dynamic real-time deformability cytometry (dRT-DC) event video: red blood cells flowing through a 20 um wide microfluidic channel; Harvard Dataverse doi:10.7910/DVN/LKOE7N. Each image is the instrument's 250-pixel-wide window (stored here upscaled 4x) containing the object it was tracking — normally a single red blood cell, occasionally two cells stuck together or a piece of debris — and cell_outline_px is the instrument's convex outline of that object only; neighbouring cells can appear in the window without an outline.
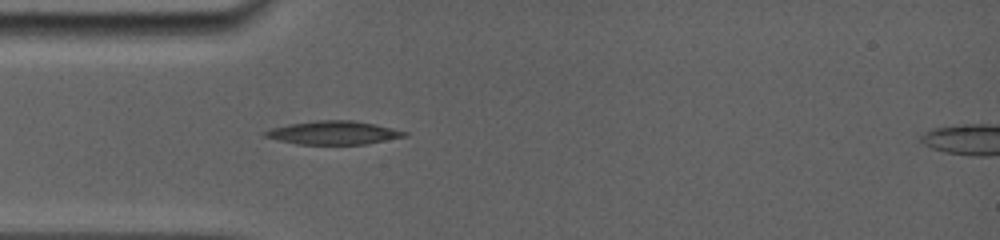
{"species": "common noctule bat (a hibernating species)", "species_latin": "Nyctalus noctula", "temperature_condition": "room temperature", "stored_images_in_passage": 23, "camera_frame_rate_fps": 5000, "um_per_image_px": 0.085, "animal": {"sex": "female", "body_mass_g": 19.0, "forearm_length_mm": 56.7}, "frame": {"image": 1, "passage_image": 5, "time_ms": 2.6, "image_size_px": [1000, 240], "cell_outline_px": [[408, 136], [364, 144], [296, 144], [264, 136], [264, 132], [272, 128], [288, 124], [316, 120], [352, 120], [376, 124], [408, 132]], "centroid_in_image_um": [28.37, 11.27], "position_along_channel_um": 56.6, "area_um2": 18.9}}
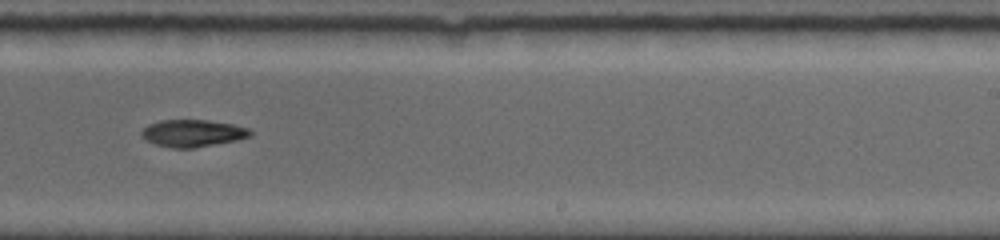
{"frame": {"image": 2, "passage_image": 14, "time_ms": 8.2, "image_size_px": [1000, 240], "cell_outline_px": [[252, 136], [236, 140], [192, 148], [172, 148], [156, 144], [140, 136], [140, 132], [148, 124], [160, 120], [208, 120], [232, 124], [248, 128], [252, 132]], "centroid_in_image_um": [16.37, 11.31], "position_along_channel_um": 272.6, "area_um2": 17.11}}
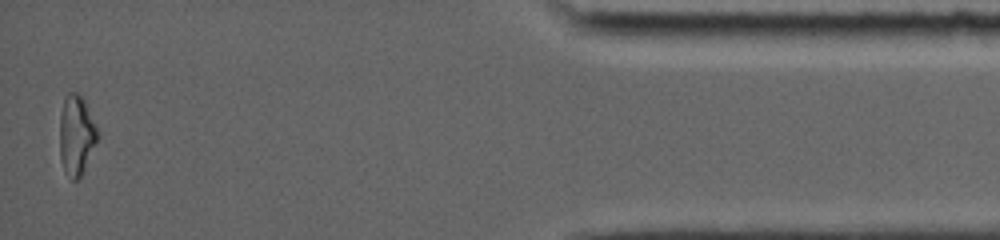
{"frame": {"image": 3, "passage_image": 23, "time_ms": 13.8, "image_size_px": [1000, 240], "cell_outline_px": [[100, 136], [80, 176], [76, 180], [72, 180], [64, 172], [60, 160], [60, 112], [64, 96], [68, 92], [76, 92], [84, 100]], "centroid_in_image_um": [6.47, 11.48], "position_along_channel_um": 428.7, "area_um2": 17.63}, "authors_computed_cell_mechanics": {"area_um2": 17.8024, "velocity_mm_per_s": 3.8869, "shape_relaxation_time_tau1_ms": 3.5372, "shape_relaxation_time_tau2_ms": null, "deformation_change_tau1": 0.1154, "deformation_change_tau2": null}}